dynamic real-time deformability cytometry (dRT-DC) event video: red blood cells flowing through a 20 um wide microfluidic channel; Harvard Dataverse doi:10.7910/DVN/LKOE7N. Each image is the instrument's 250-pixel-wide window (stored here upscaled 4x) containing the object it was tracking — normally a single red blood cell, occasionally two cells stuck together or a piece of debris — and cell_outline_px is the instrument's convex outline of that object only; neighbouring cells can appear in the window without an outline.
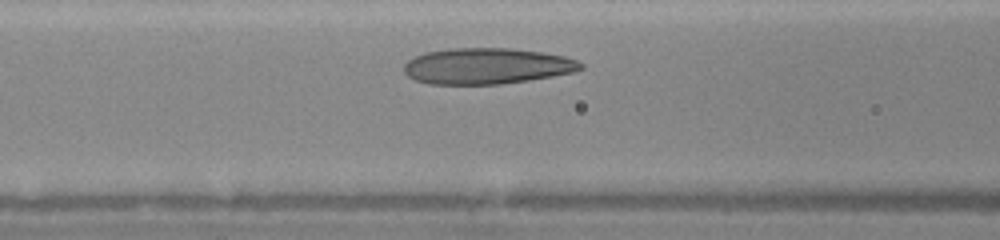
{"species": "human", "species_latin": "Homo sapiens", "temperature_condition": "warm", "stored_images_in_passage": 23, "camera_frame_rate_fps": 3000, "um_per_image_px": 0.085, "donor": {"sex": "female"}, "frame": {"image": 1, "passage_image": 5, "time_ms": 1.333, "image_size_px": [1000, 240], "cell_outline_px": [[584, 68], [576, 72], [528, 80], [500, 84], [428, 84], [416, 80], [408, 76], [404, 72], [404, 64], [408, 60], [416, 56], [428, 52], [448, 48], [512, 48], [540, 52], [564, 56], [576, 60], [584, 64]], "centroid_in_image_um": [41.4, 5.61], "position_along_channel_um": 125.2, "area_um2": 37.11}}
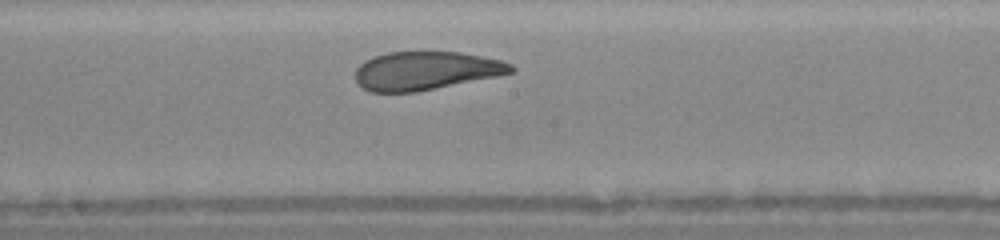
{"frame": {"image": 2, "passage_image": 11, "time_ms": 3.333, "image_size_px": [1000, 240], "cell_outline_px": [[516, 72], [416, 92], [372, 92], [364, 88], [356, 80], [356, 68], [364, 60], [372, 56], [388, 52], [460, 52], [500, 60], [512, 64], [516, 68]], "centroid_in_image_um": [36.19, 6.0], "position_along_channel_um": 212.0, "area_um2": 34.74}}
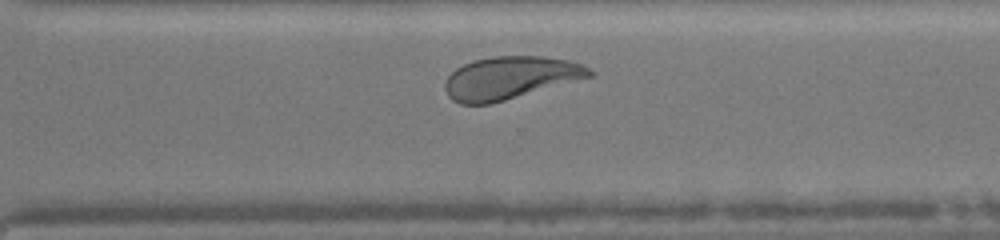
{"frame": {"image": 3, "passage_image": 19, "time_ms": 6.0, "image_size_px": [1000, 240], "cell_outline_px": [[592, 76], [492, 104], [460, 104], [452, 100], [448, 96], [444, 88], [444, 84], [448, 76], [456, 68], [472, 60], [492, 56], [544, 56], [568, 60], [580, 64], [588, 68], [592, 72]], "centroid_in_image_um": [43.31, 6.62], "position_along_channel_um": 327.3, "area_um2": 35.89}}